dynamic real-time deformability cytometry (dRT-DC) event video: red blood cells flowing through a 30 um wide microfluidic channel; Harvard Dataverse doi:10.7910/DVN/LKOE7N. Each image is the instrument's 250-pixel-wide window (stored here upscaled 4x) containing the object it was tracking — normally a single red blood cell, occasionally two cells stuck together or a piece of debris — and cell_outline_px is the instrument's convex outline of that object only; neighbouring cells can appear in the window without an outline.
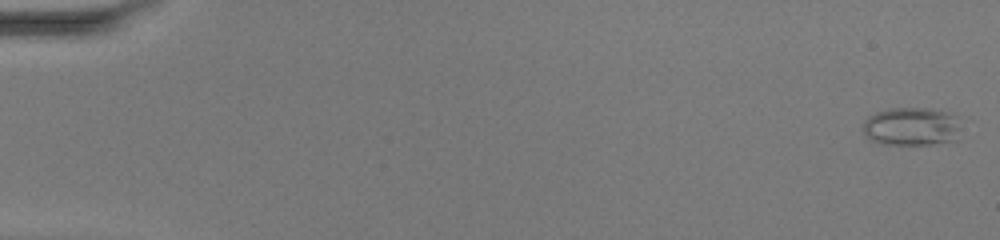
{"species": "common noctule bat (a hibernating species)", "species_latin": "Nyctalus noctula", "temperature_condition": "warm", "stored_images_in_passage": 50, "camera_frame_rate_fps": 3000, "um_per_image_px": 0.085, "animal": {"sex": "female", "body_mass_g": 20.0, "forearm_length_mm": 54.0}, "frame": {"image": 1, "passage_image": 1, "time_ms": 0.0, "image_size_px": [1000, 240], "cell_outline_px": [[960, 140], [932, 144], [884, 144], [872, 140], [864, 136], [864, 120], [868, 116], [876, 112], [888, 108], [928, 108], [948, 112], [956, 116]], "centroid_in_image_um": [77.48, 10.75], "position_along_channel_um": 7.5, "area_um2": 22.02}}
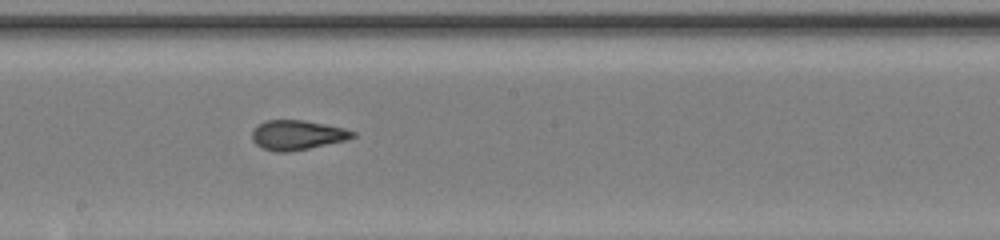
{"frame": {"image": 2, "passage_image": 29, "time_ms": 9.333, "image_size_px": [1000, 240], "cell_outline_px": [[356, 136], [348, 140], [288, 152], [276, 152], [260, 148], [252, 140], [252, 132], [264, 120], [304, 120], [344, 128], [356, 132]], "centroid_in_image_um": [25.27, 11.48], "position_along_channel_um": 222.9, "area_um2": 17.4}}
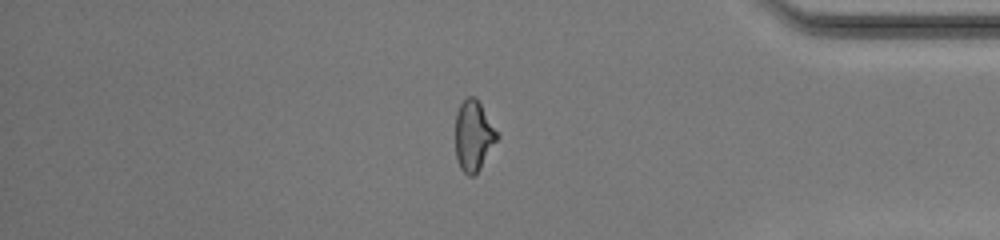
{"frame": {"image": 3, "passage_image": 43, "time_ms": 14.0, "image_size_px": [1000, 240], "cell_outline_px": [[500, 136], [480, 168], [472, 176], [468, 176], [460, 168], [456, 160], [456, 112], [460, 104], [468, 96], [476, 96], [500, 132]], "centroid_in_image_um": [40.28, 11.5], "position_along_channel_um": 394.9, "area_um2": 17.46}, "authors_computed_cell_mechanics": {"area_um2": 18.207, "velocity_mm_per_s": 4.175, "shape_relaxation_time_tau1_ms": null, "shape_relaxation_time_tau2_ms": 1.0363, "deformation_change_tau1": null, "deformation_change_tau2": 0.0553}}